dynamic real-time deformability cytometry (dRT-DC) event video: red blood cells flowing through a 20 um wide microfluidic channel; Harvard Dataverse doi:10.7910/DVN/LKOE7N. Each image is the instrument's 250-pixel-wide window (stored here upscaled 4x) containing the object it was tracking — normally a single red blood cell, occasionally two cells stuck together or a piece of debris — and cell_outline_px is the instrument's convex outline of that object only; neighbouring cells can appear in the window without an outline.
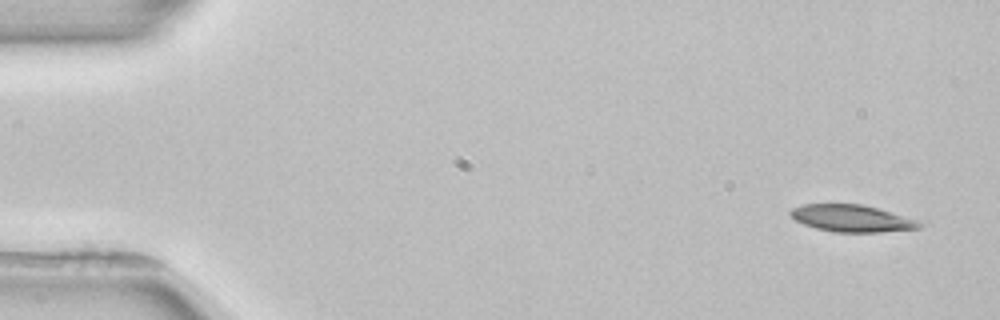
{"species": "common noctule bat (a hibernating species)", "species_latin": "Nyctalus noctula", "temperature_condition": "room temperature", "stored_images_in_passage": 3, "camera_frame_rate_fps": 3000, "um_per_image_px": 0.085, "animal": {"sex": "female", "body_mass_g": 22.7, "forearm_length_mm": 54.2}, "frame": {"image": 1, "passage_image": 1, "time_ms": 0.0, "image_size_px": [1000, 320], "cell_outline_px": [[924, 224], [920, 228], [884, 232], [832, 232], [816, 228], [804, 224], [796, 220], [788, 212], [792, 208], [800, 204], [860, 204], [876, 208], [916, 220]], "centroid_in_image_um": [72.37, 18.56], "position_along_channel_um": 12.6, "area_um2": 20.11}}
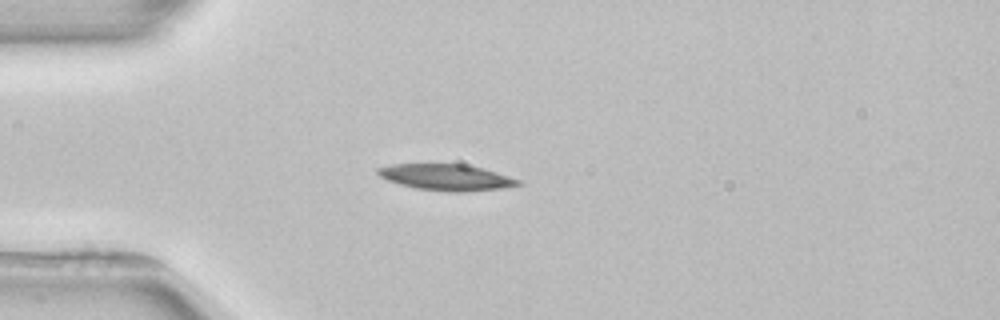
{"frame": {"image": 2, "passage_image": 3, "time_ms": 3.667, "image_size_px": [1000, 320], "cell_outline_px": [[524, 184], [504, 188], [468, 192], [448, 192], [416, 188], [400, 184], [388, 180], [380, 176], [376, 172], [376, 168], [392, 164], [464, 164], [496, 172], [520, 180]], "centroid_in_image_um": [37.95, 15.08], "position_along_channel_um": 47.0, "area_um2": 21.44}}